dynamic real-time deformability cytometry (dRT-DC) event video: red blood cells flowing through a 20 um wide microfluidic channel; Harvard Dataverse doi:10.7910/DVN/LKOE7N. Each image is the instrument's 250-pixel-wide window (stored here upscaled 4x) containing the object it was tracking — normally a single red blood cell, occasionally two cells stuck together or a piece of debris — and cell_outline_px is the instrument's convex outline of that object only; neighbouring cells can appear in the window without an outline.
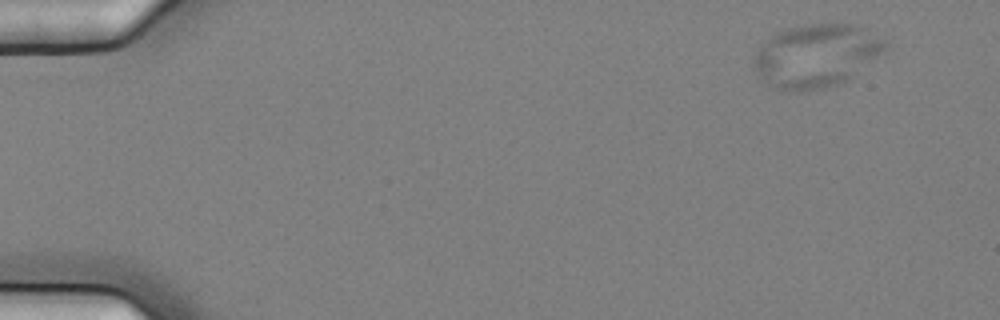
{"species": "common noctule bat (a hibernating species)", "species_latin": "Nyctalus noctula", "temperature_condition": "cold", "stored_images_in_passage": 6, "segment_of_instrument_passage": [1, 2], "camera_frame_rate_fps": 3000, "um_per_image_px": 0.085, "animal": {"sex": "female", "body_mass_g": 25.1}, "frame": {"image": 1, "passage_image": 1, "time_ms": 0.0, "image_size_px": [1000, 320], "cell_outline_px": [[888, 48], [884, 52], [848, 80], [840, 84], [824, 88], [800, 92], [768, 88], [760, 80], [752, 68], [752, 60], [760, 44], [776, 32], [788, 28], [804, 24], [860, 24], [884, 40], [888, 44]], "centroid_in_image_um": [69.32, 4.75], "position_along_channel_um": 15.7, "area_um2": 49.36}}